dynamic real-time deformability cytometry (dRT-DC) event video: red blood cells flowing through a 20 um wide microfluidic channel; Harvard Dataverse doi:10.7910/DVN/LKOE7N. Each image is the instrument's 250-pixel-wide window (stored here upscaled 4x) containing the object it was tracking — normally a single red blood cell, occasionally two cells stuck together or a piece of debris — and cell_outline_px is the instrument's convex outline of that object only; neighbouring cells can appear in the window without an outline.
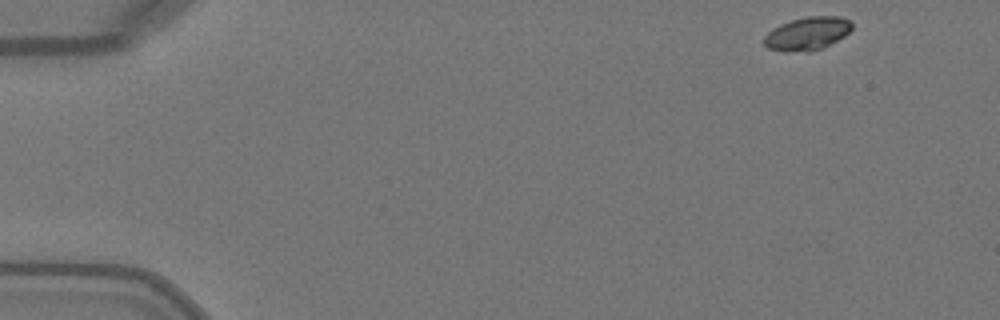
{"species": "Egyptian fruit bat (a non-hibernating species)", "species_latin": "Rousettus aegyptiacus", "temperature_condition": "warm", "stored_images_in_passage": 47, "camera_frame_rate_fps": 3000, "um_per_image_px": 0.085, "animal": {"sex": "female"}, "frame": {"image": 1, "passage_image": 1, "time_ms": 0.0, "image_size_px": [1000, 320], "cell_outline_px": [[852, 28], [844, 36], [824, 48], [812, 52], [808, 52], [768, 48], [764, 44], [764, 36], [772, 28], [780, 24], [792, 20], [808, 16], [840, 16], [852, 20]], "centroid_in_image_um": [68.66, 2.83], "position_along_channel_um": 16.3, "area_um2": 16.94}}
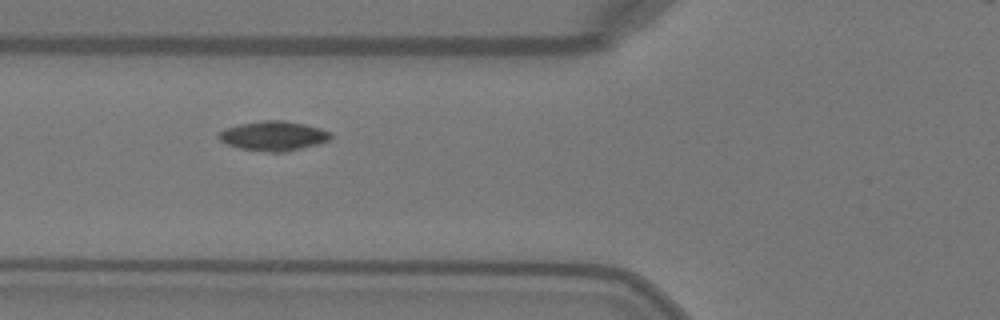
{"frame": {"image": 2, "passage_image": 16, "time_ms": 5.0, "image_size_px": [1000, 320], "cell_outline_px": [[332, 136], [328, 140], [320, 144], [288, 152], [268, 152], [240, 148], [228, 144], [220, 140], [216, 136], [224, 128], [240, 124], [264, 120], [284, 120], [304, 124], [320, 128], [332, 132]], "centroid_in_image_um": [23.27, 11.55], "position_along_channel_um": 102.5, "area_um2": 19.42}}
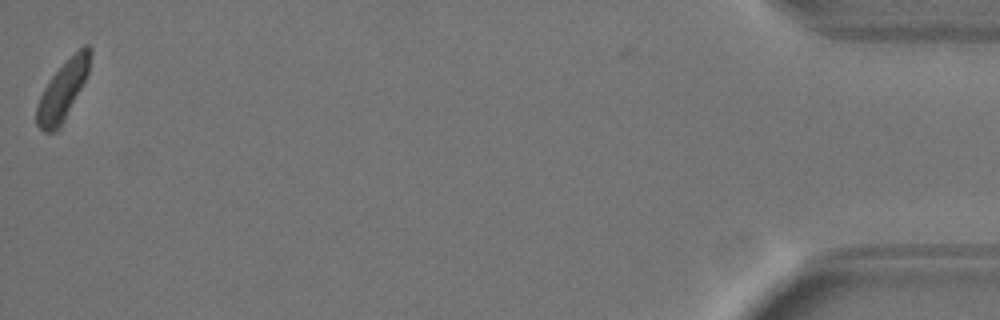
{"frame": {"image": 3, "passage_image": 47, "time_ms": 15.333, "image_size_px": [1000, 320], "cell_outline_px": [[92, 52], [88, 76], [64, 120], [56, 132], [44, 132], [36, 124], [36, 104], [44, 88], [52, 76], [84, 44], [88, 44], [92, 48]], "centroid_in_image_um": [5.35, 7.7], "position_along_channel_um": 429.8, "area_um2": 18.21}, "authors_computed_cell_mechanics": {"area_um2": 18.6116, "velocity_mm_per_s": 4.0457, "shape_relaxation_time_tau1_ms": 3.6255, "shape_relaxation_time_tau2_ms": null, "deformation_change_tau1": 0.1031, "deformation_change_tau2": null}}